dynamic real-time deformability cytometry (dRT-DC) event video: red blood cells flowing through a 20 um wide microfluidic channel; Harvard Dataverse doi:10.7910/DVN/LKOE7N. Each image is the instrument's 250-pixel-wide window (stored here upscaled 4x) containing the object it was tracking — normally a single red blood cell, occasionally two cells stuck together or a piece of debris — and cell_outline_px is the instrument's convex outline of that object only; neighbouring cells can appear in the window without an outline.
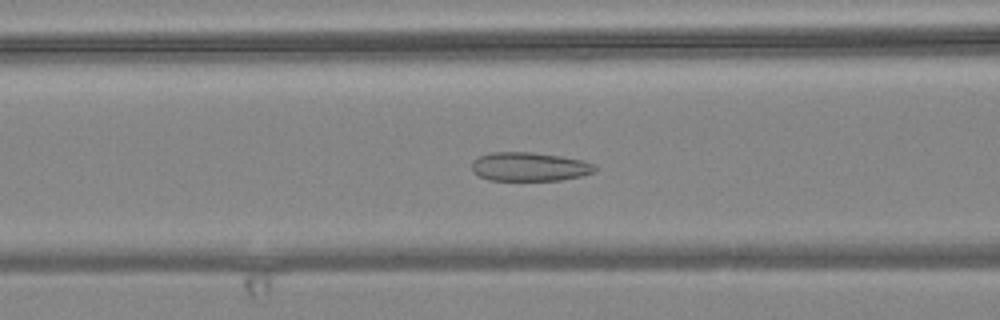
{"species": "common noctule bat (a hibernating species)", "species_latin": "Nyctalus noctula", "temperature_condition": "warm", "stored_images_in_passage": 57, "camera_frame_rate_fps": 3000, "um_per_image_px": 0.085, "animal": {"sex": "female", "body_mass_g": 24.6, "forearm_length_mm": 56.2}, "frame": {"image": 1, "passage_image": 22, "time_ms": 7.0, "image_size_px": [1000, 320], "cell_outline_px": [[596, 172], [580, 176], [560, 180], [488, 180], [472, 172], [472, 160], [480, 156], [492, 152], [528, 152], [560, 156], [584, 160], [596, 164]], "centroid_in_image_um": [45.02, 14.17], "position_along_channel_um": 121.6, "area_um2": 20.75}}
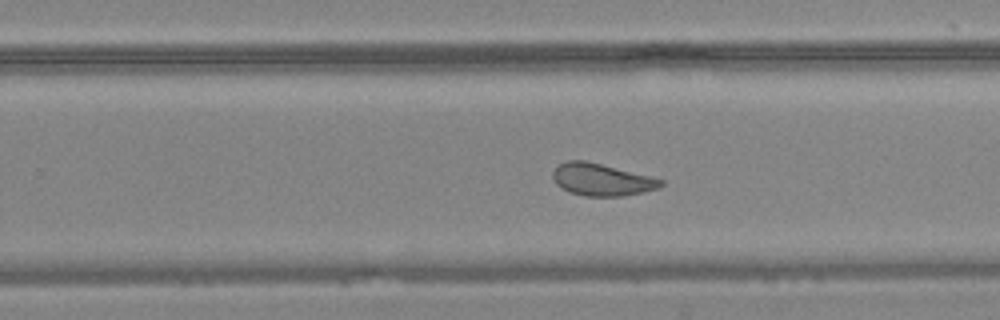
{"frame": {"image": 2, "passage_image": 35, "time_ms": 11.333, "image_size_px": [1000, 320], "cell_outline_px": [[664, 184], [660, 188], [644, 192], [624, 196], [584, 196], [560, 188], [556, 184], [552, 176], [552, 172], [556, 164], [564, 160], [584, 160], [652, 176], [664, 180]], "centroid_in_image_um": [51.13, 15.26], "position_along_channel_um": 278.7, "area_um2": 20.58}}
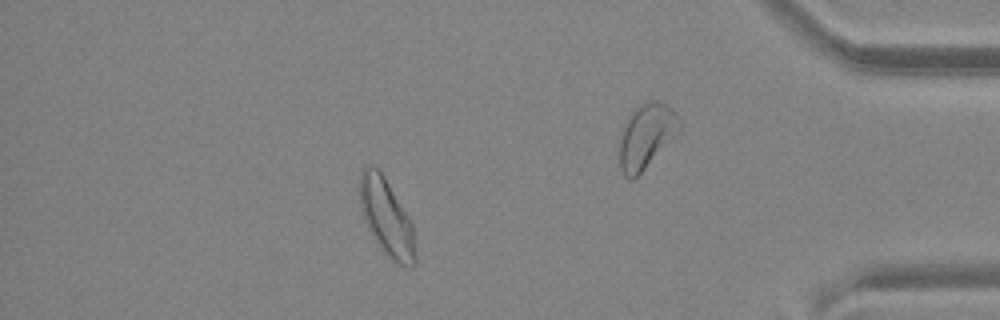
{"frame": {"image": 3, "passage_image": 49, "time_ms": 16.0, "image_size_px": [1000, 320], "cell_outline_px": [[416, 264], [412, 268], [396, 264], [384, 252], [372, 236], [368, 228], [360, 208], [360, 168], [364, 164], [372, 164], [380, 168], [412, 224], [416, 256]], "centroid_in_image_um": [32.84, 18.44], "position_along_channel_um": 402.4, "area_um2": 25.14}, "authors_computed_cell_mechanics": {"area_um2": 24.0448, "velocity_mm_per_s": 3.6345, "shape_relaxation_time_tau1_ms": null, "shape_relaxation_time_tau2_ms": 1.7956, "deformation_change_tau1": null, "deformation_change_tau2": 0.0833}}